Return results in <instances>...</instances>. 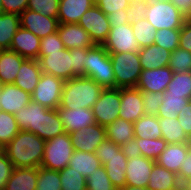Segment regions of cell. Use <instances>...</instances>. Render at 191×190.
<instances>
[{"label": "cell", "instance_id": "cell-1", "mask_svg": "<svg viewBox=\"0 0 191 190\" xmlns=\"http://www.w3.org/2000/svg\"><path fill=\"white\" fill-rule=\"evenodd\" d=\"M45 141L29 131H19L6 145V156L14 168H39L44 156Z\"/></svg>", "mask_w": 191, "mask_h": 190}, {"label": "cell", "instance_id": "cell-2", "mask_svg": "<svg viewBox=\"0 0 191 190\" xmlns=\"http://www.w3.org/2000/svg\"><path fill=\"white\" fill-rule=\"evenodd\" d=\"M104 88L89 77L80 76L66 80L59 107L67 109H92Z\"/></svg>", "mask_w": 191, "mask_h": 190}, {"label": "cell", "instance_id": "cell-3", "mask_svg": "<svg viewBox=\"0 0 191 190\" xmlns=\"http://www.w3.org/2000/svg\"><path fill=\"white\" fill-rule=\"evenodd\" d=\"M155 28L181 29L187 20L169 0H150L139 10Z\"/></svg>", "mask_w": 191, "mask_h": 190}, {"label": "cell", "instance_id": "cell-4", "mask_svg": "<svg viewBox=\"0 0 191 190\" xmlns=\"http://www.w3.org/2000/svg\"><path fill=\"white\" fill-rule=\"evenodd\" d=\"M85 77L96 81L104 89L116 88L110 54L102 45L86 48Z\"/></svg>", "mask_w": 191, "mask_h": 190}, {"label": "cell", "instance_id": "cell-5", "mask_svg": "<svg viewBox=\"0 0 191 190\" xmlns=\"http://www.w3.org/2000/svg\"><path fill=\"white\" fill-rule=\"evenodd\" d=\"M109 54L116 78V88L136 87L142 73L139 52Z\"/></svg>", "mask_w": 191, "mask_h": 190}, {"label": "cell", "instance_id": "cell-6", "mask_svg": "<svg viewBox=\"0 0 191 190\" xmlns=\"http://www.w3.org/2000/svg\"><path fill=\"white\" fill-rule=\"evenodd\" d=\"M74 152L70 135L64 132L45 142L44 156L41 167L60 171L69 165Z\"/></svg>", "mask_w": 191, "mask_h": 190}, {"label": "cell", "instance_id": "cell-7", "mask_svg": "<svg viewBox=\"0 0 191 190\" xmlns=\"http://www.w3.org/2000/svg\"><path fill=\"white\" fill-rule=\"evenodd\" d=\"M38 62L42 73L53 75L64 81L76 77L72 72L73 55L69 49L39 52Z\"/></svg>", "mask_w": 191, "mask_h": 190}, {"label": "cell", "instance_id": "cell-8", "mask_svg": "<svg viewBox=\"0 0 191 190\" xmlns=\"http://www.w3.org/2000/svg\"><path fill=\"white\" fill-rule=\"evenodd\" d=\"M64 82L61 78L42 73L31 94L32 101L48 109H57L61 103Z\"/></svg>", "mask_w": 191, "mask_h": 190}, {"label": "cell", "instance_id": "cell-9", "mask_svg": "<svg viewBox=\"0 0 191 190\" xmlns=\"http://www.w3.org/2000/svg\"><path fill=\"white\" fill-rule=\"evenodd\" d=\"M121 88H105L92 107L97 124L107 127L119 118Z\"/></svg>", "mask_w": 191, "mask_h": 190}, {"label": "cell", "instance_id": "cell-10", "mask_svg": "<svg viewBox=\"0 0 191 190\" xmlns=\"http://www.w3.org/2000/svg\"><path fill=\"white\" fill-rule=\"evenodd\" d=\"M78 24L89 33L94 45H103L111 29L107 15L96 4L82 15Z\"/></svg>", "mask_w": 191, "mask_h": 190}, {"label": "cell", "instance_id": "cell-11", "mask_svg": "<svg viewBox=\"0 0 191 190\" xmlns=\"http://www.w3.org/2000/svg\"><path fill=\"white\" fill-rule=\"evenodd\" d=\"M102 46L108 53H138L140 51V46L134 36L131 22L111 27L107 39Z\"/></svg>", "mask_w": 191, "mask_h": 190}, {"label": "cell", "instance_id": "cell-12", "mask_svg": "<svg viewBox=\"0 0 191 190\" xmlns=\"http://www.w3.org/2000/svg\"><path fill=\"white\" fill-rule=\"evenodd\" d=\"M74 150L95 153L100 143L107 138L106 127L94 123L69 134Z\"/></svg>", "mask_w": 191, "mask_h": 190}, {"label": "cell", "instance_id": "cell-13", "mask_svg": "<svg viewBox=\"0 0 191 190\" xmlns=\"http://www.w3.org/2000/svg\"><path fill=\"white\" fill-rule=\"evenodd\" d=\"M20 23L22 28L31 31L40 39L55 33L59 25L58 18H50L29 9L20 14Z\"/></svg>", "mask_w": 191, "mask_h": 190}, {"label": "cell", "instance_id": "cell-14", "mask_svg": "<svg viewBox=\"0 0 191 190\" xmlns=\"http://www.w3.org/2000/svg\"><path fill=\"white\" fill-rule=\"evenodd\" d=\"M119 118L134 123L144 112L142 91L136 87L121 88Z\"/></svg>", "mask_w": 191, "mask_h": 190}, {"label": "cell", "instance_id": "cell-15", "mask_svg": "<svg viewBox=\"0 0 191 190\" xmlns=\"http://www.w3.org/2000/svg\"><path fill=\"white\" fill-rule=\"evenodd\" d=\"M173 73L169 66L142 70L136 88L140 91L164 93L172 79Z\"/></svg>", "mask_w": 191, "mask_h": 190}, {"label": "cell", "instance_id": "cell-16", "mask_svg": "<svg viewBox=\"0 0 191 190\" xmlns=\"http://www.w3.org/2000/svg\"><path fill=\"white\" fill-rule=\"evenodd\" d=\"M156 161L144 156L128 159L126 167V185L147 187L153 165Z\"/></svg>", "mask_w": 191, "mask_h": 190}, {"label": "cell", "instance_id": "cell-17", "mask_svg": "<svg viewBox=\"0 0 191 190\" xmlns=\"http://www.w3.org/2000/svg\"><path fill=\"white\" fill-rule=\"evenodd\" d=\"M57 111L63 128L68 134L96 123L92 109L89 108L77 107V109L72 110L58 106Z\"/></svg>", "mask_w": 191, "mask_h": 190}, {"label": "cell", "instance_id": "cell-18", "mask_svg": "<svg viewBox=\"0 0 191 190\" xmlns=\"http://www.w3.org/2000/svg\"><path fill=\"white\" fill-rule=\"evenodd\" d=\"M40 40L31 31L20 27L12 38L9 50L18 53L25 59L38 60Z\"/></svg>", "mask_w": 191, "mask_h": 190}, {"label": "cell", "instance_id": "cell-19", "mask_svg": "<svg viewBox=\"0 0 191 190\" xmlns=\"http://www.w3.org/2000/svg\"><path fill=\"white\" fill-rule=\"evenodd\" d=\"M57 32L66 49L92 48L94 46L89 33L78 23H59Z\"/></svg>", "mask_w": 191, "mask_h": 190}, {"label": "cell", "instance_id": "cell-20", "mask_svg": "<svg viewBox=\"0 0 191 190\" xmlns=\"http://www.w3.org/2000/svg\"><path fill=\"white\" fill-rule=\"evenodd\" d=\"M32 101L31 94L14 84H4L0 92V110L15 114Z\"/></svg>", "mask_w": 191, "mask_h": 190}, {"label": "cell", "instance_id": "cell-21", "mask_svg": "<svg viewBox=\"0 0 191 190\" xmlns=\"http://www.w3.org/2000/svg\"><path fill=\"white\" fill-rule=\"evenodd\" d=\"M42 75L38 60L25 59L17 73L14 85L32 94Z\"/></svg>", "mask_w": 191, "mask_h": 190}, {"label": "cell", "instance_id": "cell-22", "mask_svg": "<svg viewBox=\"0 0 191 190\" xmlns=\"http://www.w3.org/2000/svg\"><path fill=\"white\" fill-rule=\"evenodd\" d=\"M95 4V0H60L58 22L78 23L82 15Z\"/></svg>", "mask_w": 191, "mask_h": 190}, {"label": "cell", "instance_id": "cell-23", "mask_svg": "<svg viewBox=\"0 0 191 190\" xmlns=\"http://www.w3.org/2000/svg\"><path fill=\"white\" fill-rule=\"evenodd\" d=\"M65 132L57 109L44 108L40 111L39 130L37 136L45 142Z\"/></svg>", "mask_w": 191, "mask_h": 190}, {"label": "cell", "instance_id": "cell-24", "mask_svg": "<svg viewBox=\"0 0 191 190\" xmlns=\"http://www.w3.org/2000/svg\"><path fill=\"white\" fill-rule=\"evenodd\" d=\"M171 51L152 44L147 47L140 48L139 60L142 70L157 69L169 65Z\"/></svg>", "mask_w": 191, "mask_h": 190}, {"label": "cell", "instance_id": "cell-25", "mask_svg": "<svg viewBox=\"0 0 191 190\" xmlns=\"http://www.w3.org/2000/svg\"><path fill=\"white\" fill-rule=\"evenodd\" d=\"M188 151L189 148L186 143L167 144L165 150L162 151L156 160V163L178 175L180 166L187 156Z\"/></svg>", "mask_w": 191, "mask_h": 190}, {"label": "cell", "instance_id": "cell-26", "mask_svg": "<svg viewBox=\"0 0 191 190\" xmlns=\"http://www.w3.org/2000/svg\"><path fill=\"white\" fill-rule=\"evenodd\" d=\"M25 60L18 53L9 49L0 52V79L3 84H13L17 73Z\"/></svg>", "mask_w": 191, "mask_h": 190}, {"label": "cell", "instance_id": "cell-27", "mask_svg": "<svg viewBox=\"0 0 191 190\" xmlns=\"http://www.w3.org/2000/svg\"><path fill=\"white\" fill-rule=\"evenodd\" d=\"M43 105L31 101L26 106L21 107L19 112L14 114L19 129L29 131L37 135L39 130L40 111L44 109Z\"/></svg>", "mask_w": 191, "mask_h": 190}, {"label": "cell", "instance_id": "cell-28", "mask_svg": "<svg viewBox=\"0 0 191 190\" xmlns=\"http://www.w3.org/2000/svg\"><path fill=\"white\" fill-rule=\"evenodd\" d=\"M127 161V157L123 154L122 150H120L109 157L107 159V163L104 165L110 182L117 190H120L126 186L125 171Z\"/></svg>", "mask_w": 191, "mask_h": 190}, {"label": "cell", "instance_id": "cell-29", "mask_svg": "<svg viewBox=\"0 0 191 190\" xmlns=\"http://www.w3.org/2000/svg\"><path fill=\"white\" fill-rule=\"evenodd\" d=\"M178 175L155 163L147 188L149 190H173L180 186Z\"/></svg>", "mask_w": 191, "mask_h": 190}, {"label": "cell", "instance_id": "cell-30", "mask_svg": "<svg viewBox=\"0 0 191 190\" xmlns=\"http://www.w3.org/2000/svg\"><path fill=\"white\" fill-rule=\"evenodd\" d=\"M37 168H14L4 190H35Z\"/></svg>", "mask_w": 191, "mask_h": 190}, {"label": "cell", "instance_id": "cell-31", "mask_svg": "<svg viewBox=\"0 0 191 190\" xmlns=\"http://www.w3.org/2000/svg\"><path fill=\"white\" fill-rule=\"evenodd\" d=\"M132 30L140 48L150 46L155 42L156 28L138 11L131 21Z\"/></svg>", "mask_w": 191, "mask_h": 190}, {"label": "cell", "instance_id": "cell-32", "mask_svg": "<svg viewBox=\"0 0 191 190\" xmlns=\"http://www.w3.org/2000/svg\"><path fill=\"white\" fill-rule=\"evenodd\" d=\"M106 135L107 138L116 145L122 146L124 143L135 138L134 124L124 119L117 118L106 127Z\"/></svg>", "mask_w": 191, "mask_h": 190}, {"label": "cell", "instance_id": "cell-33", "mask_svg": "<svg viewBox=\"0 0 191 190\" xmlns=\"http://www.w3.org/2000/svg\"><path fill=\"white\" fill-rule=\"evenodd\" d=\"M69 166L87 178L88 175H91V172L101 167L102 164L95 153L74 150Z\"/></svg>", "mask_w": 191, "mask_h": 190}, {"label": "cell", "instance_id": "cell-34", "mask_svg": "<svg viewBox=\"0 0 191 190\" xmlns=\"http://www.w3.org/2000/svg\"><path fill=\"white\" fill-rule=\"evenodd\" d=\"M21 27L20 15L15 13L0 14V47L9 49L15 33Z\"/></svg>", "mask_w": 191, "mask_h": 190}, {"label": "cell", "instance_id": "cell-35", "mask_svg": "<svg viewBox=\"0 0 191 190\" xmlns=\"http://www.w3.org/2000/svg\"><path fill=\"white\" fill-rule=\"evenodd\" d=\"M133 124L135 138H162L158 116L144 114Z\"/></svg>", "mask_w": 191, "mask_h": 190}, {"label": "cell", "instance_id": "cell-36", "mask_svg": "<svg viewBox=\"0 0 191 190\" xmlns=\"http://www.w3.org/2000/svg\"><path fill=\"white\" fill-rule=\"evenodd\" d=\"M162 138L167 144L186 143L187 134L180 125L178 118H159Z\"/></svg>", "mask_w": 191, "mask_h": 190}, {"label": "cell", "instance_id": "cell-37", "mask_svg": "<svg viewBox=\"0 0 191 190\" xmlns=\"http://www.w3.org/2000/svg\"><path fill=\"white\" fill-rule=\"evenodd\" d=\"M190 99L183 95L163 94V102L158 110V118H177L180 110L188 104Z\"/></svg>", "mask_w": 191, "mask_h": 190}, {"label": "cell", "instance_id": "cell-38", "mask_svg": "<svg viewBox=\"0 0 191 190\" xmlns=\"http://www.w3.org/2000/svg\"><path fill=\"white\" fill-rule=\"evenodd\" d=\"M163 94L183 95L185 98L191 100V71L174 72Z\"/></svg>", "mask_w": 191, "mask_h": 190}, {"label": "cell", "instance_id": "cell-39", "mask_svg": "<svg viewBox=\"0 0 191 190\" xmlns=\"http://www.w3.org/2000/svg\"><path fill=\"white\" fill-rule=\"evenodd\" d=\"M61 190H86V178L75 171L71 166H66L59 171Z\"/></svg>", "mask_w": 191, "mask_h": 190}, {"label": "cell", "instance_id": "cell-40", "mask_svg": "<svg viewBox=\"0 0 191 190\" xmlns=\"http://www.w3.org/2000/svg\"><path fill=\"white\" fill-rule=\"evenodd\" d=\"M140 148L142 156L156 161L163 150L167 146V142L163 138H134Z\"/></svg>", "mask_w": 191, "mask_h": 190}, {"label": "cell", "instance_id": "cell-41", "mask_svg": "<svg viewBox=\"0 0 191 190\" xmlns=\"http://www.w3.org/2000/svg\"><path fill=\"white\" fill-rule=\"evenodd\" d=\"M35 190H61L59 171L37 168V183Z\"/></svg>", "mask_w": 191, "mask_h": 190}, {"label": "cell", "instance_id": "cell-42", "mask_svg": "<svg viewBox=\"0 0 191 190\" xmlns=\"http://www.w3.org/2000/svg\"><path fill=\"white\" fill-rule=\"evenodd\" d=\"M19 131L14 114L0 110V142L6 146Z\"/></svg>", "mask_w": 191, "mask_h": 190}, {"label": "cell", "instance_id": "cell-43", "mask_svg": "<svg viewBox=\"0 0 191 190\" xmlns=\"http://www.w3.org/2000/svg\"><path fill=\"white\" fill-rule=\"evenodd\" d=\"M86 182V190H117L110 182L104 165L91 172Z\"/></svg>", "mask_w": 191, "mask_h": 190}, {"label": "cell", "instance_id": "cell-44", "mask_svg": "<svg viewBox=\"0 0 191 190\" xmlns=\"http://www.w3.org/2000/svg\"><path fill=\"white\" fill-rule=\"evenodd\" d=\"M180 29H160L156 31L155 42L171 52L179 47Z\"/></svg>", "mask_w": 191, "mask_h": 190}, {"label": "cell", "instance_id": "cell-45", "mask_svg": "<svg viewBox=\"0 0 191 190\" xmlns=\"http://www.w3.org/2000/svg\"><path fill=\"white\" fill-rule=\"evenodd\" d=\"M168 66L173 72L191 71V52L179 47L176 48L173 52H171Z\"/></svg>", "mask_w": 191, "mask_h": 190}, {"label": "cell", "instance_id": "cell-46", "mask_svg": "<svg viewBox=\"0 0 191 190\" xmlns=\"http://www.w3.org/2000/svg\"><path fill=\"white\" fill-rule=\"evenodd\" d=\"M60 0H28L27 9L50 18H58Z\"/></svg>", "mask_w": 191, "mask_h": 190}, {"label": "cell", "instance_id": "cell-47", "mask_svg": "<svg viewBox=\"0 0 191 190\" xmlns=\"http://www.w3.org/2000/svg\"><path fill=\"white\" fill-rule=\"evenodd\" d=\"M143 108L147 115L158 116L160 104L163 102V93H153L150 91H142Z\"/></svg>", "mask_w": 191, "mask_h": 190}, {"label": "cell", "instance_id": "cell-48", "mask_svg": "<svg viewBox=\"0 0 191 190\" xmlns=\"http://www.w3.org/2000/svg\"><path fill=\"white\" fill-rule=\"evenodd\" d=\"M95 4L106 15L112 12L123 13V9H135L130 5L128 0H95Z\"/></svg>", "mask_w": 191, "mask_h": 190}, {"label": "cell", "instance_id": "cell-49", "mask_svg": "<svg viewBox=\"0 0 191 190\" xmlns=\"http://www.w3.org/2000/svg\"><path fill=\"white\" fill-rule=\"evenodd\" d=\"M120 150L121 146L116 145L113 141L106 138L97 147L95 154L101 164L105 165L107 163V159Z\"/></svg>", "mask_w": 191, "mask_h": 190}, {"label": "cell", "instance_id": "cell-50", "mask_svg": "<svg viewBox=\"0 0 191 190\" xmlns=\"http://www.w3.org/2000/svg\"><path fill=\"white\" fill-rule=\"evenodd\" d=\"M70 52L73 55V74L76 77L85 76L86 48H74Z\"/></svg>", "mask_w": 191, "mask_h": 190}, {"label": "cell", "instance_id": "cell-51", "mask_svg": "<svg viewBox=\"0 0 191 190\" xmlns=\"http://www.w3.org/2000/svg\"><path fill=\"white\" fill-rule=\"evenodd\" d=\"M63 49L65 47L57 31L40 40V52H54Z\"/></svg>", "mask_w": 191, "mask_h": 190}, {"label": "cell", "instance_id": "cell-52", "mask_svg": "<svg viewBox=\"0 0 191 190\" xmlns=\"http://www.w3.org/2000/svg\"><path fill=\"white\" fill-rule=\"evenodd\" d=\"M136 11V9H123V13H110L107 15L110 27L130 23Z\"/></svg>", "mask_w": 191, "mask_h": 190}, {"label": "cell", "instance_id": "cell-53", "mask_svg": "<svg viewBox=\"0 0 191 190\" xmlns=\"http://www.w3.org/2000/svg\"><path fill=\"white\" fill-rule=\"evenodd\" d=\"M13 170V163L6 154L3 157H0V190H4Z\"/></svg>", "mask_w": 191, "mask_h": 190}, {"label": "cell", "instance_id": "cell-54", "mask_svg": "<svg viewBox=\"0 0 191 190\" xmlns=\"http://www.w3.org/2000/svg\"><path fill=\"white\" fill-rule=\"evenodd\" d=\"M28 0H2L4 13H15L20 15L27 9Z\"/></svg>", "mask_w": 191, "mask_h": 190}, {"label": "cell", "instance_id": "cell-55", "mask_svg": "<svg viewBox=\"0 0 191 190\" xmlns=\"http://www.w3.org/2000/svg\"><path fill=\"white\" fill-rule=\"evenodd\" d=\"M179 48L191 52V19H187L180 29Z\"/></svg>", "mask_w": 191, "mask_h": 190}, {"label": "cell", "instance_id": "cell-56", "mask_svg": "<svg viewBox=\"0 0 191 190\" xmlns=\"http://www.w3.org/2000/svg\"><path fill=\"white\" fill-rule=\"evenodd\" d=\"M178 121L184 132L188 135L191 133V100L178 113Z\"/></svg>", "mask_w": 191, "mask_h": 190}, {"label": "cell", "instance_id": "cell-57", "mask_svg": "<svg viewBox=\"0 0 191 190\" xmlns=\"http://www.w3.org/2000/svg\"><path fill=\"white\" fill-rule=\"evenodd\" d=\"M180 183L191 179V150L189 149L187 156L183 160L178 173Z\"/></svg>", "mask_w": 191, "mask_h": 190}, {"label": "cell", "instance_id": "cell-58", "mask_svg": "<svg viewBox=\"0 0 191 190\" xmlns=\"http://www.w3.org/2000/svg\"><path fill=\"white\" fill-rule=\"evenodd\" d=\"M121 150L123 154L127 157V159H131L136 156H141L140 148L135 139H132L131 141L124 143L121 146Z\"/></svg>", "mask_w": 191, "mask_h": 190}, {"label": "cell", "instance_id": "cell-59", "mask_svg": "<svg viewBox=\"0 0 191 190\" xmlns=\"http://www.w3.org/2000/svg\"><path fill=\"white\" fill-rule=\"evenodd\" d=\"M187 19H191V0H169Z\"/></svg>", "mask_w": 191, "mask_h": 190}, {"label": "cell", "instance_id": "cell-60", "mask_svg": "<svg viewBox=\"0 0 191 190\" xmlns=\"http://www.w3.org/2000/svg\"><path fill=\"white\" fill-rule=\"evenodd\" d=\"M130 5L135 8L137 11L150 0H128Z\"/></svg>", "mask_w": 191, "mask_h": 190}, {"label": "cell", "instance_id": "cell-61", "mask_svg": "<svg viewBox=\"0 0 191 190\" xmlns=\"http://www.w3.org/2000/svg\"><path fill=\"white\" fill-rule=\"evenodd\" d=\"M120 190H149L147 187H135L126 185L124 188Z\"/></svg>", "mask_w": 191, "mask_h": 190}, {"label": "cell", "instance_id": "cell-62", "mask_svg": "<svg viewBox=\"0 0 191 190\" xmlns=\"http://www.w3.org/2000/svg\"><path fill=\"white\" fill-rule=\"evenodd\" d=\"M185 190H191V179H188L181 183Z\"/></svg>", "mask_w": 191, "mask_h": 190}, {"label": "cell", "instance_id": "cell-63", "mask_svg": "<svg viewBox=\"0 0 191 190\" xmlns=\"http://www.w3.org/2000/svg\"><path fill=\"white\" fill-rule=\"evenodd\" d=\"M5 148L6 146L0 142V157H3L6 154Z\"/></svg>", "mask_w": 191, "mask_h": 190}, {"label": "cell", "instance_id": "cell-64", "mask_svg": "<svg viewBox=\"0 0 191 190\" xmlns=\"http://www.w3.org/2000/svg\"><path fill=\"white\" fill-rule=\"evenodd\" d=\"M186 145L191 150V133L187 135Z\"/></svg>", "mask_w": 191, "mask_h": 190}, {"label": "cell", "instance_id": "cell-65", "mask_svg": "<svg viewBox=\"0 0 191 190\" xmlns=\"http://www.w3.org/2000/svg\"><path fill=\"white\" fill-rule=\"evenodd\" d=\"M4 13L3 11V5H2V0H0V14Z\"/></svg>", "mask_w": 191, "mask_h": 190}, {"label": "cell", "instance_id": "cell-66", "mask_svg": "<svg viewBox=\"0 0 191 190\" xmlns=\"http://www.w3.org/2000/svg\"><path fill=\"white\" fill-rule=\"evenodd\" d=\"M173 190H185L184 187L182 185L178 186L176 189Z\"/></svg>", "mask_w": 191, "mask_h": 190}, {"label": "cell", "instance_id": "cell-67", "mask_svg": "<svg viewBox=\"0 0 191 190\" xmlns=\"http://www.w3.org/2000/svg\"><path fill=\"white\" fill-rule=\"evenodd\" d=\"M3 86H4V84L2 83V81H1V79H0V92H1V90L3 89Z\"/></svg>", "mask_w": 191, "mask_h": 190}]
</instances>
